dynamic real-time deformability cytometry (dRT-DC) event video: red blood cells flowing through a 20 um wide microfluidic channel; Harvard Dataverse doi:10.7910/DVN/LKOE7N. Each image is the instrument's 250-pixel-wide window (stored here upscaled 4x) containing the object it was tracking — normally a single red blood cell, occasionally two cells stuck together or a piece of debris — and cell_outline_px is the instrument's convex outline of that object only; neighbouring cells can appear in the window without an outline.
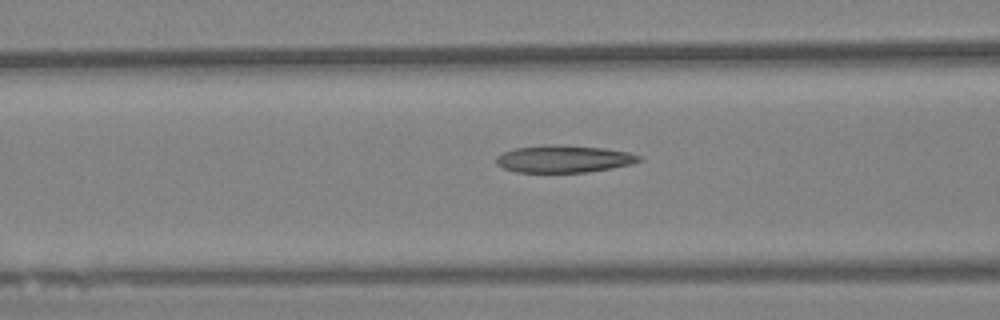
{"species": "Egyptian fruit bat (a non-hibernating species)", "species_latin": "Rousettus aegyptiacus", "temperature_condition": "warm", "stored_images_in_passage": 21, "camera_frame_rate_fps": 3000, "um_per_image_px": 0.085, "animal": {"sex": "female"}, "frame": {"image": 1, "passage_image": 8, "time_ms": 2.333, "image_size_px": [1000, 320], "cell_outline_px": [[644, 160], [632, 164], [612, 168], [588, 172], [516, 172], [504, 168], [496, 164], [496, 156], [504, 152], [516, 148], [544, 144], [556, 144], [604, 148], [628, 152], [640, 156]], "centroid_in_image_um": [47.93, 13.5], "position_along_channel_um": 118.7, "area_um2": 22.83}}
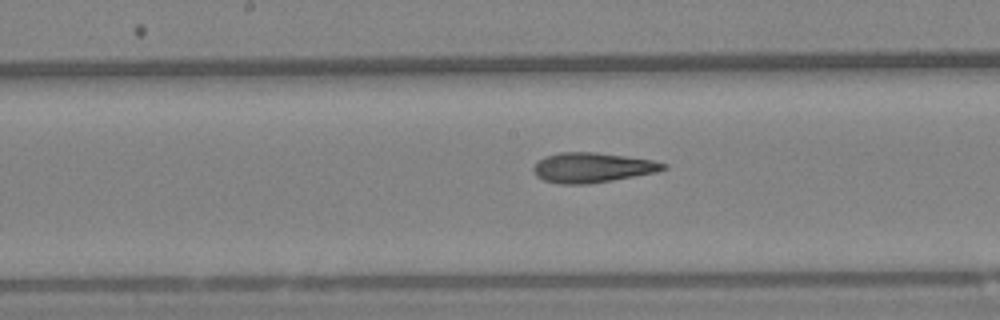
{"frame": {"image": 2, "passage_image": 15, "time_ms": 4.667, "image_size_px": [1000, 320], "cell_outline_px": [[668, 168], [656, 172], [612, 180], [588, 184], [560, 184], [544, 180], [536, 176], [532, 172], [532, 168], [544, 156], [560, 152], [596, 152], [652, 160], [668, 164]], "centroid_in_image_um": [50.33, 14.24], "position_along_channel_um": 197.9, "area_um2": 22.6}}
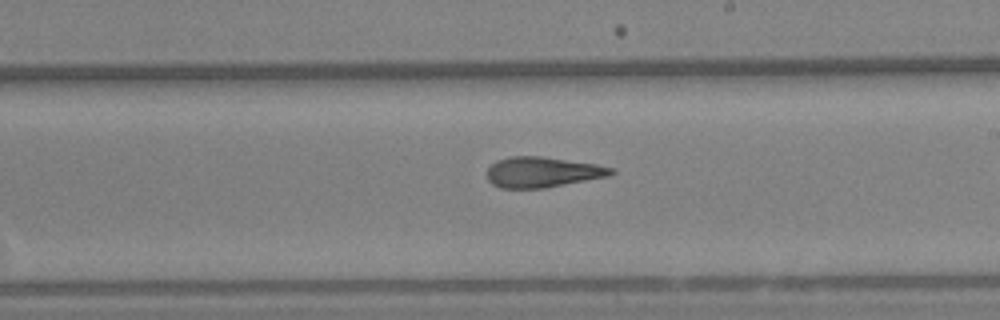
{"frame": {"image": 3, "passage_image": 19, "time_ms": 6.0, "image_size_px": [1000, 320], "cell_outline_px": [[616, 172], [608, 176], [544, 188], [500, 188], [492, 184], [488, 180], [488, 168], [496, 160], [508, 156], [540, 156], [596, 164], [612, 168]], "centroid_in_image_um": [46.08, 14.63], "position_along_channel_um": 242.9, "area_um2": 21.91}}